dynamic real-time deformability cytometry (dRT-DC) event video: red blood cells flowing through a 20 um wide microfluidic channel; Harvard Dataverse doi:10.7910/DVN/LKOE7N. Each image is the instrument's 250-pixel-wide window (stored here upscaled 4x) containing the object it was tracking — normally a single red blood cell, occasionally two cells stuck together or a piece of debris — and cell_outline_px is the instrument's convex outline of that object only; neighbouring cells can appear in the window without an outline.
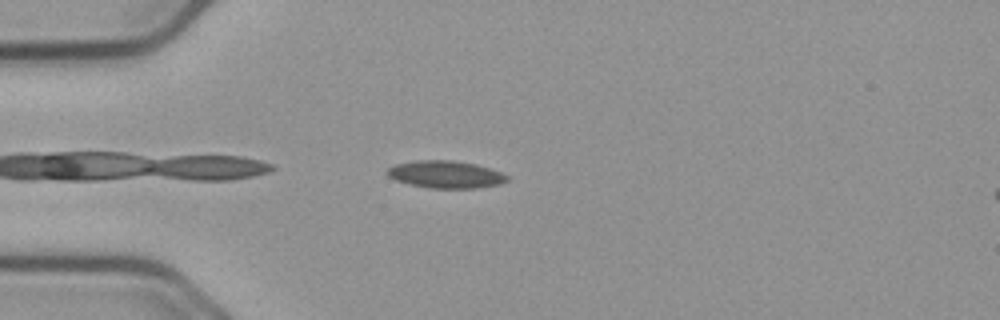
{"species": "common noctule bat (a hibernating species)", "species_latin": "Nyctalus noctula", "temperature_condition": "cold", "stored_images_in_passage": 39, "camera_frame_rate_fps": 3000, "um_per_image_px": 0.085, "animal": {"sex": "male", "body_mass_g": 23.1, "forearm_length_mm": 52.7}, "frame": {"image": 1, "passage_image": 3, "time_ms": 0.667, "image_size_px": [1000, 320], "cell_outline_px": [[508, 180], [500, 184], [476, 188], [432, 188], [412, 184], [396, 180], [388, 176], [384, 172], [388, 168], [396, 164], [416, 160], [452, 160], [476, 164], [500, 172], [508, 176]], "centroid_in_image_um": [37.87, 14.82], "position_along_channel_um": 47.1, "area_um2": 18.96}}
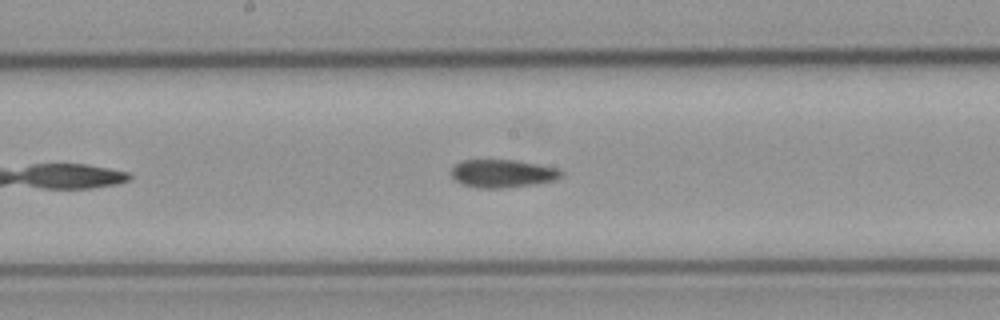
{"frame": {"image": 2, "passage_image": 17, "time_ms": 5.333, "image_size_px": [1000, 320], "cell_outline_px": [[564, 172], [556, 180], [536, 184], [500, 188], [476, 188], [460, 184], [452, 176], [452, 168], [460, 160], [516, 160], [560, 168]], "centroid_in_image_um": [42.73, 14.75], "position_along_channel_um": 205.5, "area_um2": 18.09}}
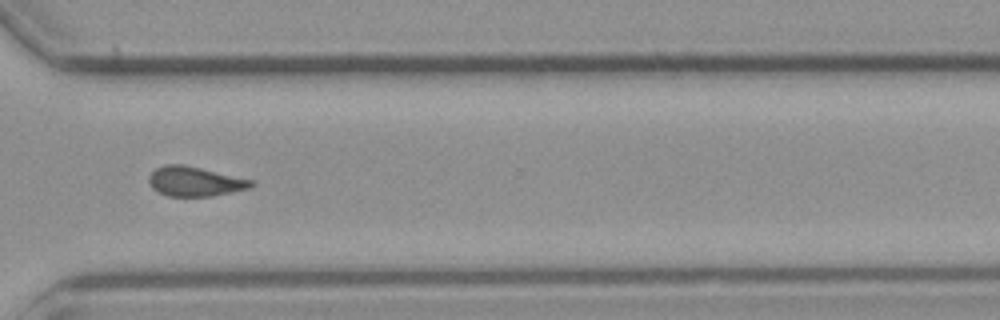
{"frame": {"image": 3, "passage_image": 29, "time_ms": 9.333, "image_size_px": [1000, 320], "cell_outline_px": [[256, 184], [252, 188], [212, 196], [168, 196], [152, 188], [148, 180], [148, 176], [156, 168], [164, 164], [184, 164], [256, 180]], "centroid_in_image_um": [16.63, 15.41], "position_along_channel_um": 354.0, "area_um2": 17.98}, "authors_computed_cell_mechanics": {"area_um2": 17.9758, "velocity_mm_per_s": 3.7219, "shape_relaxation_time_tau1_ms": null, "shape_relaxation_time_tau2_ms": 6.4176, "deformation_change_tau1": null, "deformation_change_tau2": 0.1302}}